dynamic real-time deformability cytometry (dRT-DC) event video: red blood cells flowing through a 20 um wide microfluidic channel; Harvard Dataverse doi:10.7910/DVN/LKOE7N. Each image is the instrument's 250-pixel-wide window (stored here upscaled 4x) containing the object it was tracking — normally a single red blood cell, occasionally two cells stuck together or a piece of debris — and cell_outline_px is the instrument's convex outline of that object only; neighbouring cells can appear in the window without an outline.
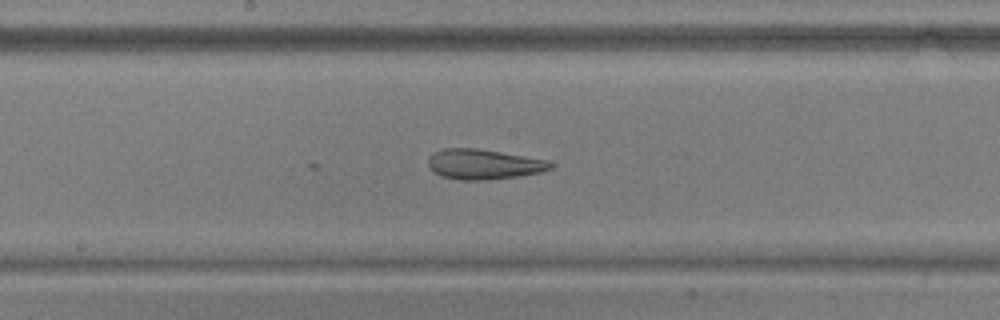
{"species": "common noctule bat (a hibernating species)", "species_latin": "Nyctalus noctula", "temperature_condition": "warm", "stored_images_in_passage": 29, "camera_frame_rate_fps": 3000, "um_per_image_px": 0.085, "animal": {"sex": "male", "body_mass_g": 17.9, "forearm_length_mm": 54.2}, "frame": {"image": 1, "passage_image": 29, "time_ms": 9.333, "image_size_px": [1000, 320], "cell_outline_px": [[552, 168], [540, 172], [520, 176], [484, 180], [460, 180], [440, 176], [432, 172], [428, 164], [428, 156], [432, 152], [444, 148], [476, 148], [548, 160], [552, 164]], "centroid_in_image_um": [41.05, 13.96], "position_along_channel_um": 207.2, "area_um2": 21.56}}